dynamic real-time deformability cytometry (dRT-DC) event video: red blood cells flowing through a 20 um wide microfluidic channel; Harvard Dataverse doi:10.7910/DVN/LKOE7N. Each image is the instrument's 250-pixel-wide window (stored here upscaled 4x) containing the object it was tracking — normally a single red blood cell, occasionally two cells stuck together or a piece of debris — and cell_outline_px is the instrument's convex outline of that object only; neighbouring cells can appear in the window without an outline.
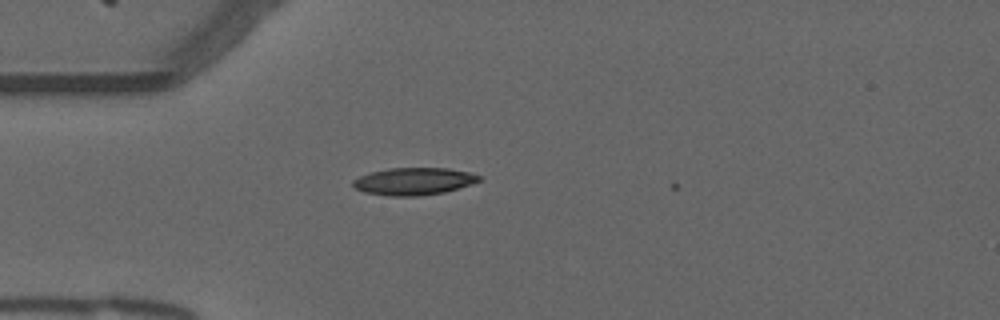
{"species": "common noctule bat (a hibernating species)", "species_latin": "Nyctalus noctula", "temperature_condition": "warm", "stored_images_in_passage": 6, "camera_frame_rate_fps": 3000, "um_per_image_px": 0.085, "animal": {"sex": "male", "forearm_length_mm": 52.5}, "frame": {"image": 1, "passage_image": 4, "time_ms": 1.0, "image_size_px": [1000, 320], "cell_outline_px": [[480, 180], [444, 192], [416, 196], [388, 196], [364, 192], [356, 188], [352, 184], [352, 180], [360, 176], [372, 172], [388, 168], [448, 168], [468, 172], [480, 176]], "centroid_in_image_um": [35.11, 15.41], "position_along_channel_um": 49.9, "area_um2": 19.77}}